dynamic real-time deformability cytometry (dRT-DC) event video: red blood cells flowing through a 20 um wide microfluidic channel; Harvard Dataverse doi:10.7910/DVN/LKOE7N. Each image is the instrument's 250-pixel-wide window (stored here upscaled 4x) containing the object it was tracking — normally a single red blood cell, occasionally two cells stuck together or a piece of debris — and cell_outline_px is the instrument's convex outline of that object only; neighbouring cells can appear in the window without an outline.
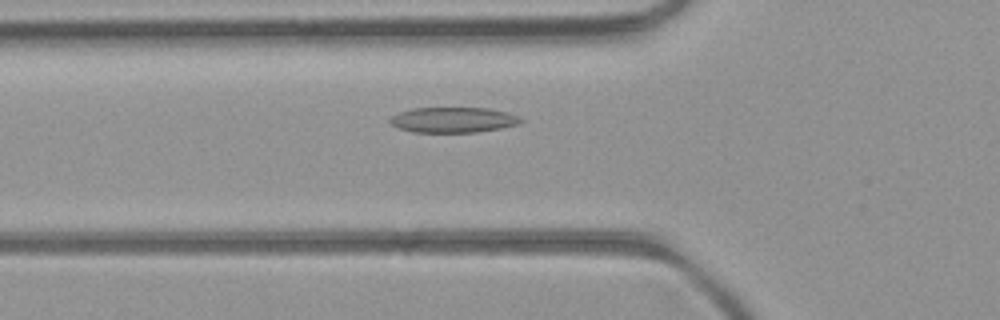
{"species": "common noctule bat (a hibernating species)", "species_latin": "Nyctalus noctula", "temperature_condition": "room temperature", "stored_images_in_passage": 26, "camera_frame_rate_fps": 3000, "um_per_image_px": 0.085, "animal": {"sex": "female", "body_mass_g": 21.9}, "frame": {"image": 1, "passage_image": 5, "time_ms": 1.333, "image_size_px": [1000, 320], "cell_outline_px": [[524, 120], [520, 124], [500, 128], [476, 132], [412, 132], [400, 128], [392, 124], [388, 120], [392, 116], [400, 112], [412, 108], [488, 108], [508, 112], [520, 116]], "centroid_in_image_um": [38.57, 10.18], "position_along_channel_um": 87.2, "area_um2": 19.36}}
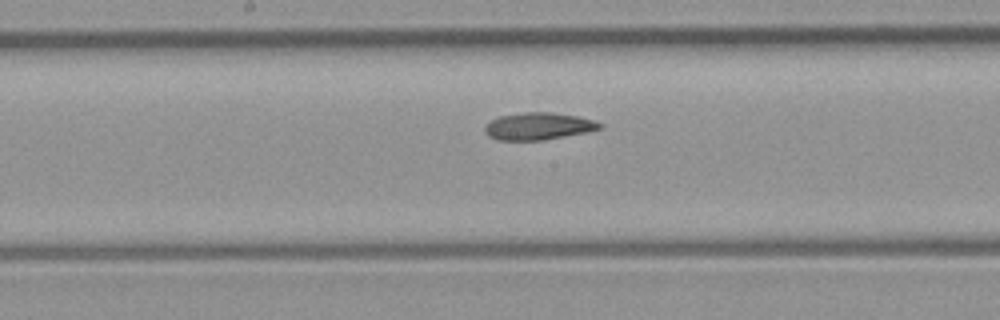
{"frame": {"image": 2, "passage_image": 13, "time_ms": 4.0, "image_size_px": [1000, 320], "cell_outline_px": [[604, 128], [588, 132], [540, 140], [496, 140], [488, 136], [484, 132], [484, 128], [492, 120], [500, 116], [524, 112], [548, 112], [576, 116], [596, 120], [604, 124]], "centroid_in_image_um": [45.8, 10.73], "position_along_channel_um": 202.4, "area_um2": 18.21}}
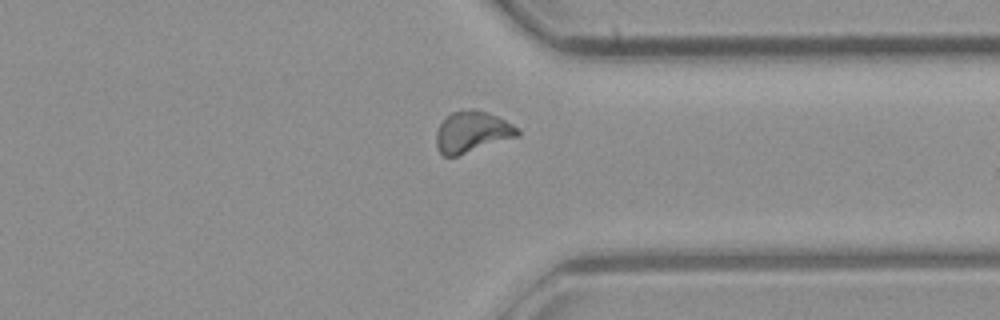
{"frame": {"image": 3, "passage_image": 25, "time_ms": 8.0, "image_size_px": [1000, 320], "cell_outline_px": [[520, 136], [456, 156], [444, 156], [436, 148], [436, 132], [444, 116], [452, 112], [468, 108], [476, 108], [488, 112], [520, 128]], "centroid_in_image_um": [40.12, 11.19], "position_along_channel_um": 371.3, "area_um2": 19.83}}